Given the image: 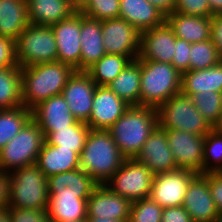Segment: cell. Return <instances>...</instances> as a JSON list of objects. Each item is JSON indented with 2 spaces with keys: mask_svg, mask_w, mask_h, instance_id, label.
<instances>
[{
  "mask_svg": "<svg viewBox=\"0 0 222 222\" xmlns=\"http://www.w3.org/2000/svg\"><path fill=\"white\" fill-rule=\"evenodd\" d=\"M74 69L62 62L38 63L21 68V100L32 110L40 102L62 94Z\"/></svg>",
  "mask_w": 222,
  "mask_h": 222,
  "instance_id": "obj_1",
  "label": "cell"
},
{
  "mask_svg": "<svg viewBox=\"0 0 222 222\" xmlns=\"http://www.w3.org/2000/svg\"><path fill=\"white\" fill-rule=\"evenodd\" d=\"M79 169L89 174L98 184H105L122 166L126 157L109 130L90 129L79 155Z\"/></svg>",
  "mask_w": 222,
  "mask_h": 222,
  "instance_id": "obj_2",
  "label": "cell"
},
{
  "mask_svg": "<svg viewBox=\"0 0 222 222\" xmlns=\"http://www.w3.org/2000/svg\"><path fill=\"white\" fill-rule=\"evenodd\" d=\"M157 126V109L129 106L108 130L119 147V151L126 158H135Z\"/></svg>",
  "mask_w": 222,
  "mask_h": 222,
  "instance_id": "obj_3",
  "label": "cell"
},
{
  "mask_svg": "<svg viewBox=\"0 0 222 222\" xmlns=\"http://www.w3.org/2000/svg\"><path fill=\"white\" fill-rule=\"evenodd\" d=\"M181 80L172 64L141 59L140 106L158 109L181 91Z\"/></svg>",
  "mask_w": 222,
  "mask_h": 222,
  "instance_id": "obj_4",
  "label": "cell"
},
{
  "mask_svg": "<svg viewBox=\"0 0 222 222\" xmlns=\"http://www.w3.org/2000/svg\"><path fill=\"white\" fill-rule=\"evenodd\" d=\"M8 176L11 181L8 208L47 210L48 181L36 164L16 169Z\"/></svg>",
  "mask_w": 222,
  "mask_h": 222,
  "instance_id": "obj_5",
  "label": "cell"
},
{
  "mask_svg": "<svg viewBox=\"0 0 222 222\" xmlns=\"http://www.w3.org/2000/svg\"><path fill=\"white\" fill-rule=\"evenodd\" d=\"M158 126L164 130H179L205 136L213 128L194 106L192 97L181 91L158 109Z\"/></svg>",
  "mask_w": 222,
  "mask_h": 222,
  "instance_id": "obj_6",
  "label": "cell"
},
{
  "mask_svg": "<svg viewBox=\"0 0 222 222\" xmlns=\"http://www.w3.org/2000/svg\"><path fill=\"white\" fill-rule=\"evenodd\" d=\"M44 141L40 127L31 118L0 150V170L9 174L24 166L36 164Z\"/></svg>",
  "mask_w": 222,
  "mask_h": 222,
  "instance_id": "obj_7",
  "label": "cell"
},
{
  "mask_svg": "<svg viewBox=\"0 0 222 222\" xmlns=\"http://www.w3.org/2000/svg\"><path fill=\"white\" fill-rule=\"evenodd\" d=\"M17 65L56 62L57 46L51 26L29 24L15 41Z\"/></svg>",
  "mask_w": 222,
  "mask_h": 222,
  "instance_id": "obj_8",
  "label": "cell"
},
{
  "mask_svg": "<svg viewBox=\"0 0 222 222\" xmlns=\"http://www.w3.org/2000/svg\"><path fill=\"white\" fill-rule=\"evenodd\" d=\"M154 174L135 158H126L122 166L105 183L114 193L131 202L150 196Z\"/></svg>",
  "mask_w": 222,
  "mask_h": 222,
  "instance_id": "obj_9",
  "label": "cell"
},
{
  "mask_svg": "<svg viewBox=\"0 0 222 222\" xmlns=\"http://www.w3.org/2000/svg\"><path fill=\"white\" fill-rule=\"evenodd\" d=\"M197 175L181 168L155 174L149 198L162 208L182 206L188 186Z\"/></svg>",
  "mask_w": 222,
  "mask_h": 222,
  "instance_id": "obj_10",
  "label": "cell"
},
{
  "mask_svg": "<svg viewBox=\"0 0 222 222\" xmlns=\"http://www.w3.org/2000/svg\"><path fill=\"white\" fill-rule=\"evenodd\" d=\"M140 35L135 27L120 17L102 20V43L106 54L137 59L140 52Z\"/></svg>",
  "mask_w": 222,
  "mask_h": 222,
  "instance_id": "obj_11",
  "label": "cell"
},
{
  "mask_svg": "<svg viewBox=\"0 0 222 222\" xmlns=\"http://www.w3.org/2000/svg\"><path fill=\"white\" fill-rule=\"evenodd\" d=\"M56 46L57 61L80 71L81 56V12H74L69 18L51 26Z\"/></svg>",
  "mask_w": 222,
  "mask_h": 222,
  "instance_id": "obj_12",
  "label": "cell"
},
{
  "mask_svg": "<svg viewBox=\"0 0 222 222\" xmlns=\"http://www.w3.org/2000/svg\"><path fill=\"white\" fill-rule=\"evenodd\" d=\"M166 136L178 168L202 174L205 136L179 130H166Z\"/></svg>",
  "mask_w": 222,
  "mask_h": 222,
  "instance_id": "obj_13",
  "label": "cell"
},
{
  "mask_svg": "<svg viewBox=\"0 0 222 222\" xmlns=\"http://www.w3.org/2000/svg\"><path fill=\"white\" fill-rule=\"evenodd\" d=\"M96 87L86 71H74L69 77L62 95L77 121L86 123L89 120Z\"/></svg>",
  "mask_w": 222,
  "mask_h": 222,
  "instance_id": "obj_14",
  "label": "cell"
},
{
  "mask_svg": "<svg viewBox=\"0 0 222 222\" xmlns=\"http://www.w3.org/2000/svg\"><path fill=\"white\" fill-rule=\"evenodd\" d=\"M175 41L176 36L167 21L144 31L140 35L138 59L171 64L175 51Z\"/></svg>",
  "mask_w": 222,
  "mask_h": 222,
  "instance_id": "obj_15",
  "label": "cell"
},
{
  "mask_svg": "<svg viewBox=\"0 0 222 222\" xmlns=\"http://www.w3.org/2000/svg\"><path fill=\"white\" fill-rule=\"evenodd\" d=\"M135 159L148 167L154 175L178 169L169 148L166 130L159 126L150 134Z\"/></svg>",
  "mask_w": 222,
  "mask_h": 222,
  "instance_id": "obj_16",
  "label": "cell"
},
{
  "mask_svg": "<svg viewBox=\"0 0 222 222\" xmlns=\"http://www.w3.org/2000/svg\"><path fill=\"white\" fill-rule=\"evenodd\" d=\"M129 106L108 86L97 85L92 102V111L86 124L90 129L108 130Z\"/></svg>",
  "mask_w": 222,
  "mask_h": 222,
  "instance_id": "obj_17",
  "label": "cell"
},
{
  "mask_svg": "<svg viewBox=\"0 0 222 222\" xmlns=\"http://www.w3.org/2000/svg\"><path fill=\"white\" fill-rule=\"evenodd\" d=\"M194 222H218L221 217L212 198L208 180L198 174L189 184L183 202Z\"/></svg>",
  "mask_w": 222,
  "mask_h": 222,
  "instance_id": "obj_18",
  "label": "cell"
},
{
  "mask_svg": "<svg viewBox=\"0 0 222 222\" xmlns=\"http://www.w3.org/2000/svg\"><path fill=\"white\" fill-rule=\"evenodd\" d=\"M131 201L114 192L105 184L98 185L87 200V217L128 221Z\"/></svg>",
  "mask_w": 222,
  "mask_h": 222,
  "instance_id": "obj_19",
  "label": "cell"
},
{
  "mask_svg": "<svg viewBox=\"0 0 222 222\" xmlns=\"http://www.w3.org/2000/svg\"><path fill=\"white\" fill-rule=\"evenodd\" d=\"M32 119L44 136L48 132L68 128L77 121L62 94L52 96L35 106L32 109Z\"/></svg>",
  "mask_w": 222,
  "mask_h": 222,
  "instance_id": "obj_20",
  "label": "cell"
},
{
  "mask_svg": "<svg viewBox=\"0 0 222 222\" xmlns=\"http://www.w3.org/2000/svg\"><path fill=\"white\" fill-rule=\"evenodd\" d=\"M49 197L89 198L98 184L81 169L59 173L47 178Z\"/></svg>",
  "mask_w": 222,
  "mask_h": 222,
  "instance_id": "obj_21",
  "label": "cell"
},
{
  "mask_svg": "<svg viewBox=\"0 0 222 222\" xmlns=\"http://www.w3.org/2000/svg\"><path fill=\"white\" fill-rule=\"evenodd\" d=\"M102 36V21L81 13V56L80 71H86L105 54Z\"/></svg>",
  "mask_w": 222,
  "mask_h": 222,
  "instance_id": "obj_22",
  "label": "cell"
},
{
  "mask_svg": "<svg viewBox=\"0 0 222 222\" xmlns=\"http://www.w3.org/2000/svg\"><path fill=\"white\" fill-rule=\"evenodd\" d=\"M119 17L130 23L140 33L166 21L163 13L148 0H120Z\"/></svg>",
  "mask_w": 222,
  "mask_h": 222,
  "instance_id": "obj_23",
  "label": "cell"
},
{
  "mask_svg": "<svg viewBox=\"0 0 222 222\" xmlns=\"http://www.w3.org/2000/svg\"><path fill=\"white\" fill-rule=\"evenodd\" d=\"M79 160V154L72 149L50 145L44 141L36 165L48 178L59 173L79 169Z\"/></svg>",
  "mask_w": 222,
  "mask_h": 222,
  "instance_id": "obj_24",
  "label": "cell"
},
{
  "mask_svg": "<svg viewBox=\"0 0 222 222\" xmlns=\"http://www.w3.org/2000/svg\"><path fill=\"white\" fill-rule=\"evenodd\" d=\"M166 21L177 38L191 44L211 39V17L173 12L166 17Z\"/></svg>",
  "mask_w": 222,
  "mask_h": 222,
  "instance_id": "obj_25",
  "label": "cell"
},
{
  "mask_svg": "<svg viewBox=\"0 0 222 222\" xmlns=\"http://www.w3.org/2000/svg\"><path fill=\"white\" fill-rule=\"evenodd\" d=\"M30 24L52 26L69 18L76 10L69 0H26Z\"/></svg>",
  "mask_w": 222,
  "mask_h": 222,
  "instance_id": "obj_26",
  "label": "cell"
},
{
  "mask_svg": "<svg viewBox=\"0 0 222 222\" xmlns=\"http://www.w3.org/2000/svg\"><path fill=\"white\" fill-rule=\"evenodd\" d=\"M29 24L26 0H0V36L16 41Z\"/></svg>",
  "mask_w": 222,
  "mask_h": 222,
  "instance_id": "obj_27",
  "label": "cell"
},
{
  "mask_svg": "<svg viewBox=\"0 0 222 222\" xmlns=\"http://www.w3.org/2000/svg\"><path fill=\"white\" fill-rule=\"evenodd\" d=\"M107 86L128 105L140 106L141 59L132 60Z\"/></svg>",
  "mask_w": 222,
  "mask_h": 222,
  "instance_id": "obj_28",
  "label": "cell"
},
{
  "mask_svg": "<svg viewBox=\"0 0 222 222\" xmlns=\"http://www.w3.org/2000/svg\"><path fill=\"white\" fill-rule=\"evenodd\" d=\"M206 91L222 92V60L211 68L189 70L182 74V93L192 96Z\"/></svg>",
  "mask_w": 222,
  "mask_h": 222,
  "instance_id": "obj_29",
  "label": "cell"
},
{
  "mask_svg": "<svg viewBox=\"0 0 222 222\" xmlns=\"http://www.w3.org/2000/svg\"><path fill=\"white\" fill-rule=\"evenodd\" d=\"M88 198L49 197L47 214L50 220L85 221Z\"/></svg>",
  "mask_w": 222,
  "mask_h": 222,
  "instance_id": "obj_30",
  "label": "cell"
},
{
  "mask_svg": "<svg viewBox=\"0 0 222 222\" xmlns=\"http://www.w3.org/2000/svg\"><path fill=\"white\" fill-rule=\"evenodd\" d=\"M90 131V127L81 121H76L68 128L57 129L48 132L45 136V142L50 145L61 146V148L72 149L79 155L84 148L85 140Z\"/></svg>",
  "mask_w": 222,
  "mask_h": 222,
  "instance_id": "obj_31",
  "label": "cell"
},
{
  "mask_svg": "<svg viewBox=\"0 0 222 222\" xmlns=\"http://www.w3.org/2000/svg\"><path fill=\"white\" fill-rule=\"evenodd\" d=\"M132 61L128 56L105 54L99 61L90 66L86 72L98 86H107Z\"/></svg>",
  "mask_w": 222,
  "mask_h": 222,
  "instance_id": "obj_32",
  "label": "cell"
},
{
  "mask_svg": "<svg viewBox=\"0 0 222 222\" xmlns=\"http://www.w3.org/2000/svg\"><path fill=\"white\" fill-rule=\"evenodd\" d=\"M21 67L0 69V109H12L22 104Z\"/></svg>",
  "mask_w": 222,
  "mask_h": 222,
  "instance_id": "obj_33",
  "label": "cell"
},
{
  "mask_svg": "<svg viewBox=\"0 0 222 222\" xmlns=\"http://www.w3.org/2000/svg\"><path fill=\"white\" fill-rule=\"evenodd\" d=\"M32 118V110L21 105L12 109H0V150Z\"/></svg>",
  "mask_w": 222,
  "mask_h": 222,
  "instance_id": "obj_34",
  "label": "cell"
},
{
  "mask_svg": "<svg viewBox=\"0 0 222 222\" xmlns=\"http://www.w3.org/2000/svg\"><path fill=\"white\" fill-rule=\"evenodd\" d=\"M194 106L213 128L222 115V92H199L191 96Z\"/></svg>",
  "mask_w": 222,
  "mask_h": 222,
  "instance_id": "obj_35",
  "label": "cell"
},
{
  "mask_svg": "<svg viewBox=\"0 0 222 222\" xmlns=\"http://www.w3.org/2000/svg\"><path fill=\"white\" fill-rule=\"evenodd\" d=\"M222 172V134L212 129L204 137L202 174Z\"/></svg>",
  "mask_w": 222,
  "mask_h": 222,
  "instance_id": "obj_36",
  "label": "cell"
},
{
  "mask_svg": "<svg viewBox=\"0 0 222 222\" xmlns=\"http://www.w3.org/2000/svg\"><path fill=\"white\" fill-rule=\"evenodd\" d=\"M221 60L217 47L211 39L191 44L190 70L211 68Z\"/></svg>",
  "mask_w": 222,
  "mask_h": 222,
  "instance_id": "obj_37",
  "label": "cell"
},
{
  "mask_svg": "<svg viewBox=\"0 0 222 222\" xmlns=\"http://www.w3.org/2000/svg\"><path fill=\"white\" fill-rule=\"evenodd\" d=\"M163 208L150 198L131 203L128 222H161Z\"/></svg>",
  "mask_w": 222,
  "mask_h": 222,
  "instance_id": "obj_38",
  "label": "cell"
},
{
  "mask_svg": "<svg viewBox=\"0 0 222 222\" xmlns=\"http://www.w3.org/2000/svg\"><path fill=\"white\" fill-rule=\"evenodd\" d=\"M80 12L100 21L119 18L120 0H89Z\"/></svg>",
  "mask_w": 222,
  "mask_h": 222,
  "instance_id": "obj_39",
  "label": "cell"
},
{
  "mask_svg": "<svg viewBox=\"0 0 222 222\" xmlns=\"http://www.w3.org/2000/svg\"><path fill=\"white\" fill-rule=\"evenodd\" d=\"M174 12L183 15L212 17L208 0H176Z\"/></svg>",
  "mask_w": 222,
  "mask_h": 222,
  "instance_id": "obj_40",
  "label": "cell"
},
{
  "mask_svg": "<svg viewBox=\"0 0 222 222\" xmlns=\"http://www.w3.org/2000/svg\"><path fill=\"white\" fill-rule=\"evenodd\" d=\"M191 43L176 37L172 65L181 74L190 70Z\"/></svg>",
  "mask_w": 222,
  "mask_h": 222,
  "instance_id": "obj_41",
  "label": "cell"
},
{
  "mask_svg": "<svg viewBox=\"0 0 222 222\" xmlns=\"http://www.w3.org/2000/svg\"><path fill=\"white\" fill-rule=\"evenodd\" d=\"M11 222H50L46 210L8 208Z\"/></svg>",
  "mask_w": 222,
  "mask_h": 222,
  "instance_id": "obj_42",
  "label": "cell"
},
{
  "mask_svg": "<svg viewBox=\"0 0 222 222\" xmlns=\"http://www.w3.org/2000/svg\"><path fill=\"white\" fill-rule=\"evenodd\" d=\"M15 66H18L16 60L15 41L7 37L0 36V69Z\"/></svg>",
  "mask_w": 222,
  "mask_h": 222,
  "instance_id": "obj_43",
  "label": "cell"
},
{
  "mask_svg": "<svg viewBox=\"0 0 222 222\" xmlns=\"http://www.w3.org/2000/svg\"><path fill=\"white\" fill-rule=\"evenodd\" d=\"M207 180L215 206L222 216V172L202 174Z\"/></svg>",
  "mask_w": 222,
  "mask_h": 222,
  "instance_id": "obj_44",
  "label": "cell"
},
{
  "mask_svg": "<svg viewBox=\"0 0 222 222\" xmlns=\"http://www.w3.org/2000/svg\"><path fill=\"white\" fill-rule=\"evenodd\" d=\"M161 222H194L183 206L163 208Z\"/></svg>",
  "mask_w": 222,
  "mask_h": 222,
  "instance_id": "obj_45",
  "label": "cell"
},
{
  "mask_svg": "<svg viewBox=\"0 0 222 222\" xmlns=\"http://www.w3.org/2000/svg\"><path fill=\"white\" fill-rule=\"evenodd\" d=\"M211 40L217 47L218 54L222 59V14L211 17Z\"/></svg>",
  "mask_w": 222,
  "mask_h": 222,
  "instance_id": "obj_46",
  "label": "cell"
},
{
  "mask_svg": "<svg viewBox=\"0 0 222 222\" xmlns=\"http://www.w3.org/2000/svg\"><path fill=\"white\" fill-rule=\"evenodd\" d=\"M11 181L8 173L0 170V208L8 207L10 201Z\"/></svg>",
  "mask_w": 222,
  "mask_h": 222,
  "instance_id": "obj_47",
  "label": "cell"
},
{
  "mask_svg": "<svg viewBox=\"0 0 222 222\" xmlns=\"http://www.w3.org/2000/svg\"><path fill=\"white\" fill-rule=\"evenodd\" d=\"M154 7L163 13L165 17L174 12L176 0H148Z\"/></svg>",
  "mask_w": 222,
  "mask_h": 222,
  "instance_id": "obj_48",
  "label": "cell"
},
{
  "mask_svg": "<svg viewBox=\"0 0 222 222\" xmlns=\"http://www.w3.org/2000/svg\"><path fill=\"white\" fill-rule=\"evenodd\" d=\"M211 9V15L222 14V0H208Z\"/></svg>",
  "mask_w": 222,
  "mask_h": 222,
  "instance_id": "obj_49",
  "label": "cell"
},
{
  "mask_svg": "<svg viewBox=\"0 0 222 222\" xmlns=\"http://www.w3.org/2000/svg\"><path fill=\"white\" fill-rule=\"evenodd\" d=\"M71 6L76 10L80 11L89 0H69Z\"/></svg>",
  "mask_w": 222,
  "mask_h": 222,
  "instance_id": "obj_50",
  "label": "cell"
},
{
  "mask_svg": "<svg viewBox=\"0 0 222 222\" xmlns=\"http://www.w3.org/2000/svg\"><path fill=\"white\" fill-rule=\"evenodd\" d=\"M0 222H11L8 207L0 208Z\"/></svg>",
  "mask_w": 222,
  "mask_h": 222,
  "instance_id": "obj_51",
  "label": "cell"
},
{
  "mask_svg": "<svg viewBox=\"0 0 222 222\" xmlns=\"http://www.w3.org/2000/svg\"><path fill=\"white\" fill-rule=\"evenodd\" d=\"M85 222H128V221H117L109 218H96V217H87Z\"/></svg>",
  "mask_w": 222,
  "mask_h": 222,
  "instance_id": "obj_52",
  "label": "cell"
},
{
  "mask_svg": "<svg viewBox=\"0 0 222 222\" xmlns=\"http://www.w3.org/2000/svg\"><path fill=\"white\" fill-rule=\"evenodd\" d=\"M213 129H215L217 132L222 134V115L220 116L219 121L217 122V124L213 127Z\"/></svg>",
  "mask_w": 222,
  "mask_h": 222,
  "instance_id": "obj_53",
  "label": "cell"
},
{
  "mask_svg": "<svg viewBox=\"0 0 222 222\" xmlns=\"http://www.w3.org/2000/svg\"><path fill=\"white\" fill-rule=\"evenodd\" d=\"M50 222H85V221H61V220H50Z\"/></svg>",
  "mask_w": 222,
  "mask_h": 222,
  "instance_id": "obj_54",
  "label": "cell"
},
{
  "mask_svg": "<svg viewBox=\"0 0 222 222\" xmlns=\"http://www.w3.org/2000/svg\"><path fill=\"white\" fill-rule=\"evenodd\" d=\"M218 222H222V216L219 218Z\"/></svg>",
  "mask_w": 222,
  "mask_h": 222,
  "instance_id": "obj_55",
  "label": "cell"
}]
</instances>
